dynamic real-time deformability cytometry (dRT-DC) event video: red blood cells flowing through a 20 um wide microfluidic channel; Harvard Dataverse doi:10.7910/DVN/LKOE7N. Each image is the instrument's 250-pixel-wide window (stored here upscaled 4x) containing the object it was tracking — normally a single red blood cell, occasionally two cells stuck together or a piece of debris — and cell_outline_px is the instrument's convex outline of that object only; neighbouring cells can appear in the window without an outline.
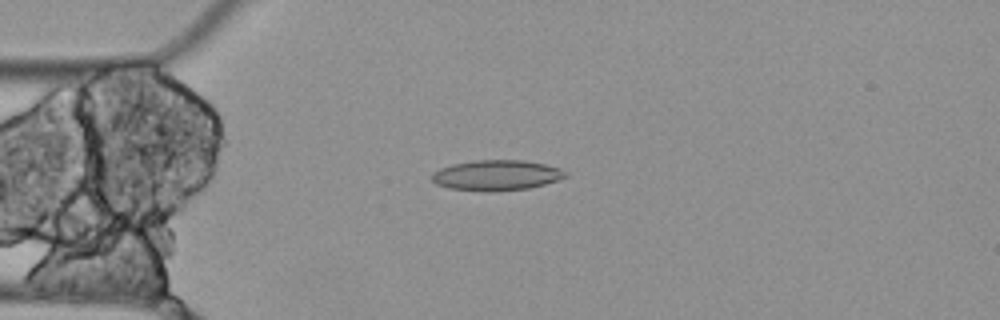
{"species": "Egyptian fruit bat (a non-hibernating species)", "species_latin": "Rousettus aegyptiacus", "temperature_condition": "cold", "stored_images_in_passage": 4, "camera_frame_rate_fps": 3000, "um_per_image_px": 0.085, "animal": {"sex": "female"}, "frame": {"image": 1, "passage_image": 4, "time_ms": 1.0, "image_size_px": [1000, 320], "cell_outline_px": [[568, 176], [544, 184], [528, 188], [492, 192], [484, 192], [448, 188], [436, 184], [432, 180], [432, 172], [440, 168], [452, 164], [476, 160], [524, 160], [544, 164], [560, 168], [568, 172]], "centroid_in_image_um": [42.19, 14.9], "position_along_channel_um": 42.8, "area_um2": 23.81}}